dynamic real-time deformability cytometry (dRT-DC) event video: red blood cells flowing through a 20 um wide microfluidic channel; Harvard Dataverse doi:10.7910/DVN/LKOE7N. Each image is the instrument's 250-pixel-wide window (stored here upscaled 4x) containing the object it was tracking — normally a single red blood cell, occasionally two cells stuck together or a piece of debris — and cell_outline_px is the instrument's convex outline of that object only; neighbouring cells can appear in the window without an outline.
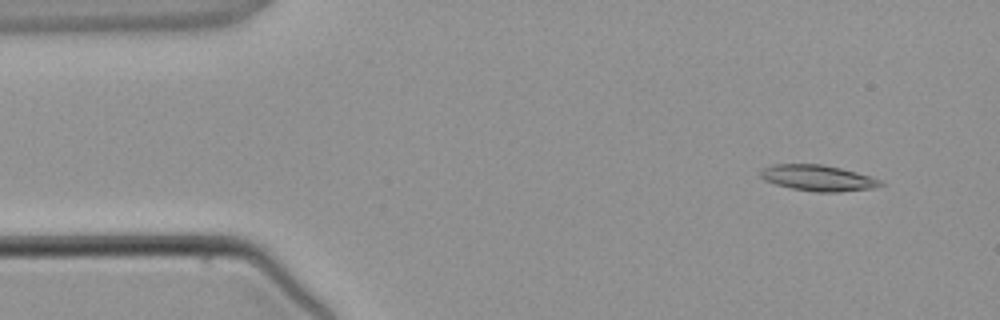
{"species": "common noctule bat (a hibernating species)", "species_latin": "Nyctalus noctula", "temperature_condition": "warm", "stored_images_in_passage": 5, "segment_of_instrument_passage": [1, 2], "camera_frame_rate_fps": 3000, "um_per_image_px": 0.085, "animal": {"sex": "male", "body_mass_g": 21.5, "forearm_length_mm": 52.0}, "frame": {"image": 1, "passage_image": 2, "time_ms": 1.0, "image_size_px": [1000, 320], "cell_outline_px": [[884, 184], [872, 188], [840, 192], [816, 192], [792, 188], [776, 184], [764, 180], [760, 176], [760, 172], [764, 168], [772, 164], [820, 164], [840, 168], [856, 172], [880, 180]], "centroid_in_image_um": [69.5, 15.13], "position_along_channel_um": 15.5, "area_um2": 17.92}}
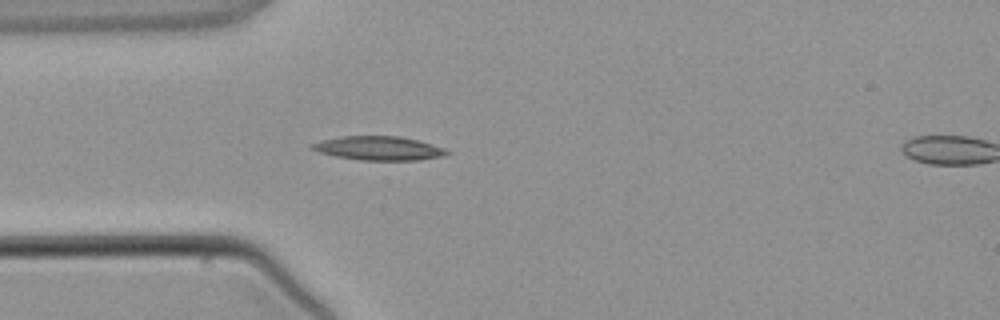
{"frame": {"image": 2, "passage_image": 4, "time_ms": 3.667, "image_size_px": [1000, 320], "cell_outline_px": [[452, 152], [448, 156], [420, 160], [360, 160], [336, 156], [320, 152], [308, 148], [312, 144], [324, 140], [340, 136], [400, 136], [420, 140], [444, 148]], "centroid_in_image_um": [32.28, 12.6], "position_along_channel_um": 52.7, "area_um2": 18.96}}